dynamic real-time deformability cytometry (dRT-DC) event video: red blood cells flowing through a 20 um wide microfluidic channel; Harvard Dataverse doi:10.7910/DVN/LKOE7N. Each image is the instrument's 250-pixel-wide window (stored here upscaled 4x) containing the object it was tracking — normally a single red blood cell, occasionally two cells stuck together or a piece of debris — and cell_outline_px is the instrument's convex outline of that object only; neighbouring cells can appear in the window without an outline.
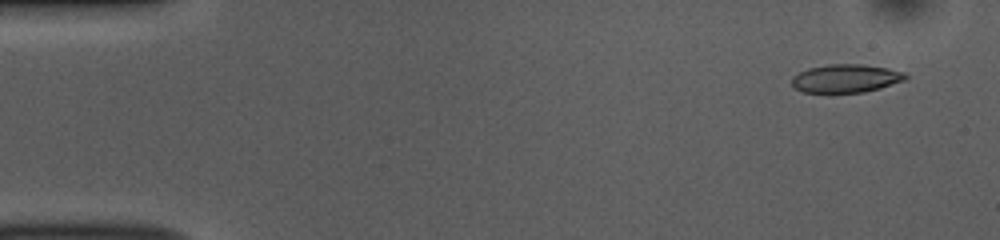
{"species": "common noctule bat (a hibernating species)", "species_latin": "Nyctalus noctula", "temperature_condition": "room temperature", "stored_images_in_passage": 51, "camera_frame_rate_fps": 3000, "um_per_image_px": 0.085, "animal": {"sex": "female", "body_mass_g": 10.0, "forearm_length_mm": 53.1}, "frame": {"image": 1, "passage_image": 3, "time_ms": 0.667, "image_size_px": [1000, 240], "cell_outline_px": [[908, 76], [904, 80], [880, 88], [864, 92], [804, 92], [796, 88], [792, 84], [792, 76], [808, 68], [828, 64], [860, 64], [888, 68], [904, 72]], "centroid_in_image_um": [71.9, 6.65], "position_along_channel_um": 13.1, "area_um2": 18.55}}
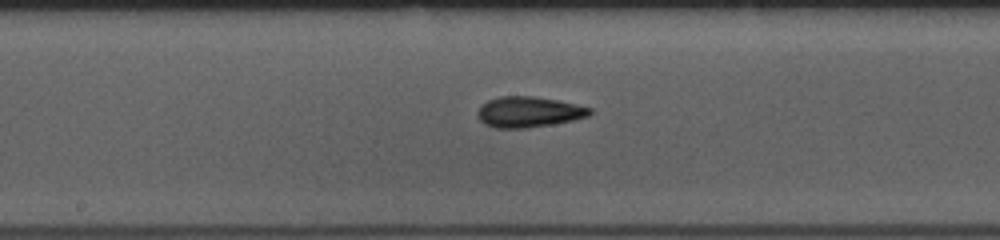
{"frame": {"image": 2, "passage_image": 26, "time_ms": 8.333, "image_size_px": [1000, 240], "cell_outline_px": [[592, 112], [588, 116], [572, 120], [552, 124], [524, 128], [496, 128], [484, 124], [476, 116], [476, 112], [480, 104], [488, 100], [500, 96], [532, 96], [556, 100], [576, 104], [592, 108]], "centroid_in_image_um": [44.88, 9.51], "position_along_channel_um": 203.3, "area_um2": 20.11}}
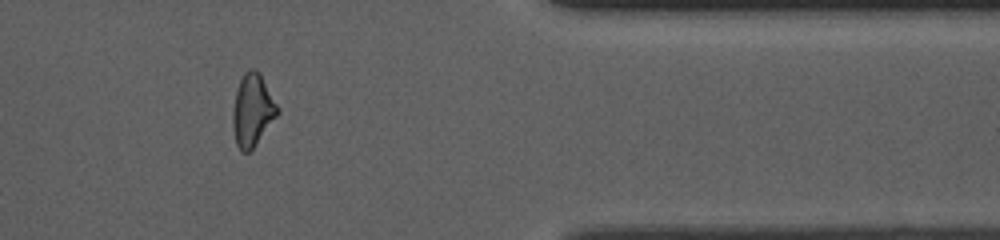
{"frame": {"image": 3, "passage_image": 42, "time_ms": 13.667, "image_size_px": [1000, 240], "cell_outline_px": [[280, 112], [256, 144], [248, 152], [240, 152], [236, 144], [232, 128], [232, 108], [236, 92], [240, 80], [244, 72], [248, 68], [252, 68], [260, 72], [280, 108]], "centroid_in_image_um": [21.46, 9.35], "position_along_channel_um": 389.9, "area_um2": 19.13}, "authors_computed_cell_mechanics": {"area_um2": 19.363, "velocity_mm_per_s": 3.9015, "shape_relaxation_time_tau1_ms": 5.1258, "shape_relaxation_time_tau2_ms": 3.0086, "deformation_change_tau1": 0.1605, "deformation_change_tau2": 0.1228}}